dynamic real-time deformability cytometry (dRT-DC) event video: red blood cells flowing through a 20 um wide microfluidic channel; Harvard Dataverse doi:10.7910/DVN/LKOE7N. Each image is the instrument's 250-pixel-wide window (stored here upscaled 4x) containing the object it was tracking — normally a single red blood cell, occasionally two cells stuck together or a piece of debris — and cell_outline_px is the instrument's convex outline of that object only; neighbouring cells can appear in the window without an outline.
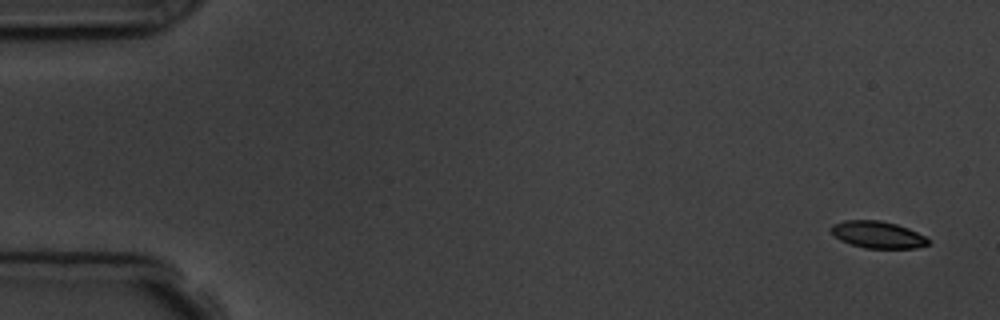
{"species": "common noctule bat (a hibernating species)", "species_latin": "Nyctalus noctula", "temperature_condition": "room temperature", "stored_images_in_passage": 5, "camera_frame_rate_fps": 3000, "um_per_image_px": 0.085, "animal": {"sex": "male", "body_mass_g": 19.5, "forearm_length_mm": 54.6}, "frame": {"image": 1, "passage_image": 1, "time_ms": 0.0, "image_size_px": [1000, 320], "cell_outline_px": [[932, 240], [928, 244], [916, 248], [864, 248], [840, 240], [832, 232], [832, 224], [844, 220], [880, 220], [896, 224], [908, 228]], "centroid_in_image_um": [74.63, 19.94], "position_along_channel_um": 10.4, "area_um2": 15.14}}
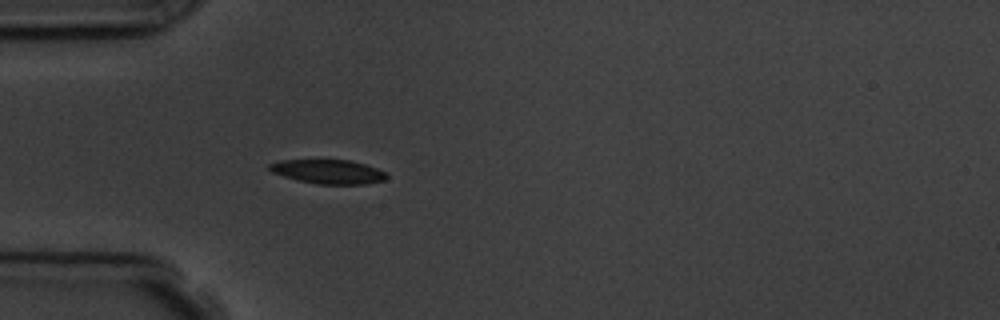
{"frame": {"image": 2, "passage_image": 5, "time_ms": 4.667, "image_size_px": [1000, 320], "cell_outline_px": [[388, 176], [384, 180], [364, 184], [316, 184], [296, 180], [272, 172], [268, 168], [268, 164], [280, 160], [348, 160], [364, 164], [376, 168], [384, 172]], "centroid_in_image_um": [27.86, 14.59], "position_along_channel_um": 57.1, "area_um2": 16.36}}